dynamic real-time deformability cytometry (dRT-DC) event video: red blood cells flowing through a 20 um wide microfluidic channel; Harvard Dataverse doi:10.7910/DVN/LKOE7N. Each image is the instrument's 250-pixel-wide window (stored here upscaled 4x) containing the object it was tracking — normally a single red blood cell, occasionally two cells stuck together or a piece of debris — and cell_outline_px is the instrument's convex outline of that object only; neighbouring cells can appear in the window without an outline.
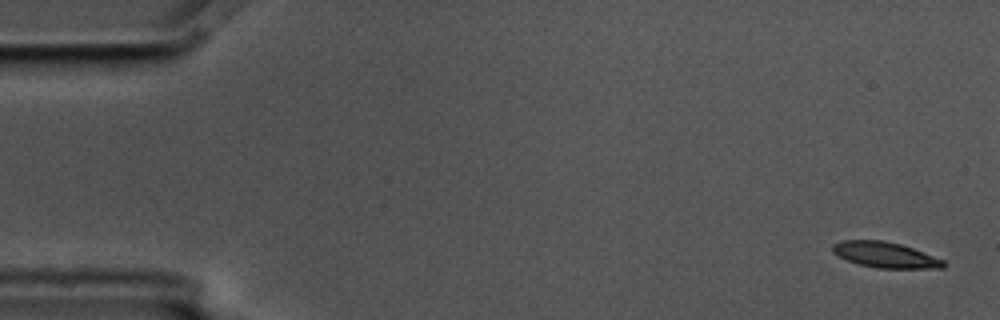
{"species": "common noctule bat (a hibernating species)", "species_latin": "Nyctalus noctula", "temperature_condition": "cold", "stored_images_in_passage": 5, "camera_frame_rate_fps": 3000, "um_per_image_px": 0.085, "animal": {"sex": "male", "body_mass_g": 17.5, "forearm_length_mm": 52.3}, "frame": {"image": 1, "passage_image": 1, "time_ms": 0.0, "image_size_px": [1000, 320], "cell_outline_px": [[948, 264], [944, 268], [876, 268], [860, 264], [848, 260], [832, 252], [832, 244], [844, 240], [884, 240], [900, 244], [912, 248], [944, 260]], "centroid_in_image_um": [75.27, 21.66], "position_along_channel_um": 9.7, "area_um2": 16.47}}
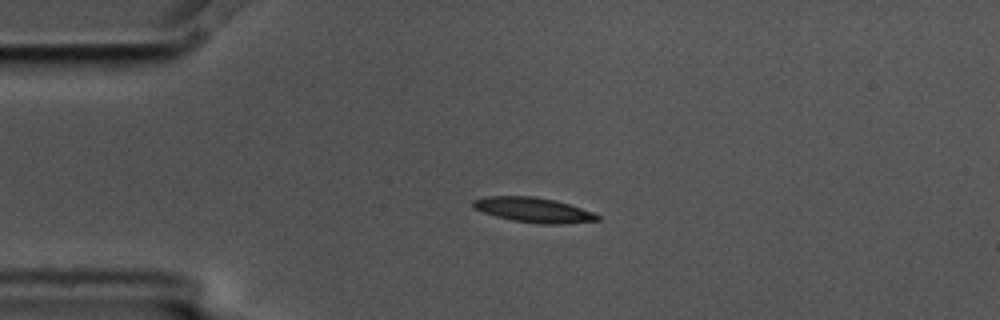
{"frame": {"image": 2, "passage_image": 4, "time_ms": 1.0, "image_size_px": [1000, 320], "cell_outline_px": [[600, 220], [560, 224], [544, 224], [512, 220], [496, 216], [472, 208], [472, 200], [484, 196], [536, 196], [556, 200], [592, 212], [600, 216]], "centroid_in_image_um": [45.31, 17.83], "position_along_channel_um": 39.7, "area_um2": 17.98}}